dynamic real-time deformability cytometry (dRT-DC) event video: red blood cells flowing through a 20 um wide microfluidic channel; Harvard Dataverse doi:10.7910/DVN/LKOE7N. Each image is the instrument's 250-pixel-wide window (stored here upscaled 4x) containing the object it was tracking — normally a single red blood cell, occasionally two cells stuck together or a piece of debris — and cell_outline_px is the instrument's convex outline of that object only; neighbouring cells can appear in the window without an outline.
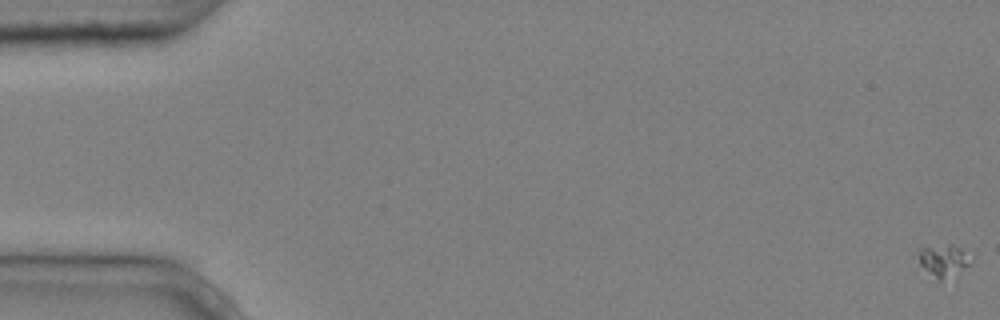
{"species": "common noctule bat (a hibernating species)", "species_latin": "Nyctalus noctula", "temperature_condition": "cold", "stored_images_in_passage": 7, "camera_frame_rate_fps": 3000, "um_per_image_px": 0.085, "animal": {"sex": "male", "body_mass_g": 20.4}, "frame": {"image": 1, "passage_image": 1, "time_ms": 0.0, "image_size_px": [1000, 320], "cell_outline_px": [[972, 264], [940, 284], [920, 264], [916, 248], [920, 244], [952, 244], [960, 248], [972, 260]], "centroid_in_image_um": [80.13, 22.13], "position_along_channel_um": 4.9, "area_um2": 10.58}}
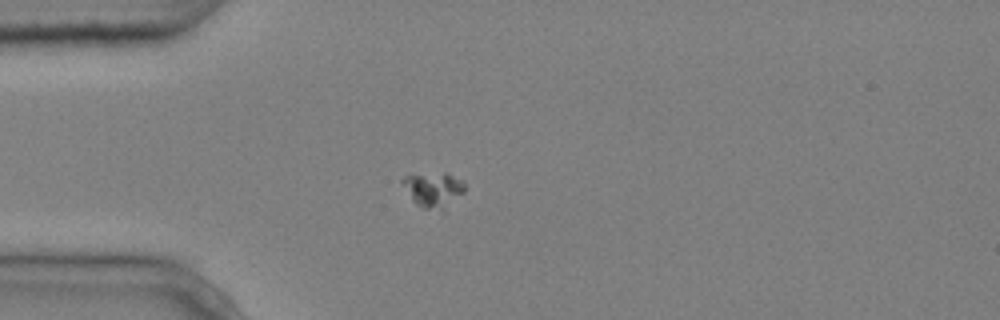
{"frame": {"image": 2, "passage_image": 5, "time_ms": 1.333, "image_size_px": [1000, 320], "cell_outline_px": [[464, 192], [444, 212], [440, 212], [424, 208], [416, 204], [412, 200], [400, 180], [404, 176], [444, 172], [448, 172], [464, 180]], "centroid_in_image_um": [36.89, 16.14], "position_along_channel_um": 48.1, "area_um2": 13.06}}